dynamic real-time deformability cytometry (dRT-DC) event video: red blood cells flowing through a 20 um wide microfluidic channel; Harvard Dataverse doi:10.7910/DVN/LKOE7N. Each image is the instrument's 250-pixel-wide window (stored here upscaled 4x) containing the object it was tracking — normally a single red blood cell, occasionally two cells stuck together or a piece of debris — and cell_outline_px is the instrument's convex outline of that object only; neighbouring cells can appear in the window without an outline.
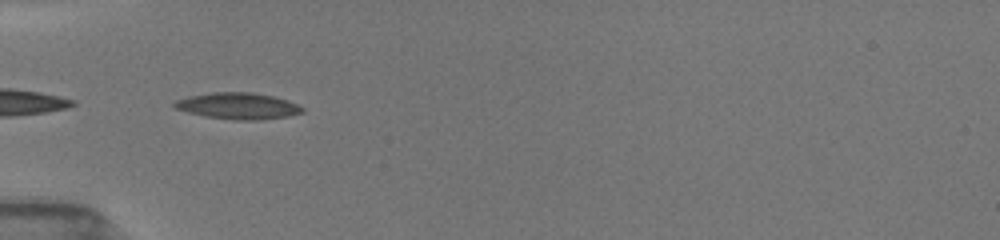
{"species": "common noctule bat (a hibernating species)", "species_latin": "Nyctalus noctula", "temperature_condition": "room temperature", "stored_images_in_passage": 8, "camera_frame_rate_fps": 3000, "um_per_image_px": 0.085, "animal": {"sex": "female", "body_mass_g": 19.5, "forearm_length_mm": 54.1}, "frame": {"image": 1, "passage_image": 1, "time_ms": 0.0, "image_size_px": [1000, 240], "cell_outline_px": [[304, 112], [288, 116], [256, 120], [236, 120], [204, 116], [188, 112], [176, 108], [172, 104], [176, 100], [188, 96], [212, 92], [252, 92], [272, 96], [288, 100], [304, 108]], "centroid_in_image_um": [20.23, 9.0], "position_along_channel_um": 64.8, "area_um2": 19.59}}
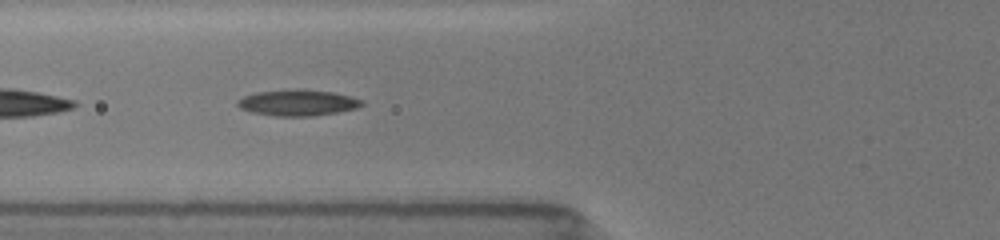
{"frame": {"image": 2, "passage_image": 6, "time_ms": 1.0, "image_size_px": [1000, 240], "cell_outline_px": [[364, 104], [356, 108], [336, 112], [312, 116], [276, 116], [252, 112], [240, 108], [236, 104], [236, 100], [244, 96], [256, 92], [292, 88], [300, 88], [332, 92], [364, 100]], "centroid_in_image_um": [25.27, 8.71], "position_along_channel_um": 100.5, "area_um2": 19.02}}